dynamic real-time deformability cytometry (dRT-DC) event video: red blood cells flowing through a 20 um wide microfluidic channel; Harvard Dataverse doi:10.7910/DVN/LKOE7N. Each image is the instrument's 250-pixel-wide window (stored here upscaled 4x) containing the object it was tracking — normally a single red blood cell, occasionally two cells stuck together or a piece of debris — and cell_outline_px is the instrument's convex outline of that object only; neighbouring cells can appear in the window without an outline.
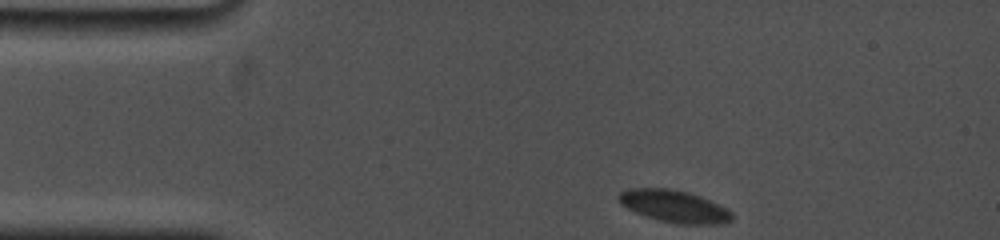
{"species": "common noctule bat (a hibernating species)", "species_latin": "Nyctalus noctula", "temperature_condition": "cold", "stored_images_in_passage": 94, "camera_frame_rate_fps": 5000, "um_per_image_px": 0.085, "animal": {"sex": "female", "body_mass_g": 19.0, "forearm_length_mm": 53.3}, "frame": {"image": 1, "passage_image": 1, "time_ms": 0.0, "image_size_px": [1000, 240], "cell_outline_px": [[732, 220], [720, 224], [680, 224], [660, 220], [636, 212], [620, 204], [616, 196], [620, 192], [628, 188], [668, 188], [688, 192], [700, 196], [728, 208], [732, 212]], "centroid_in_image_um": [57.31, 17.52], "position_along_channel_um": 27.7, "area_um2": 21.21}}
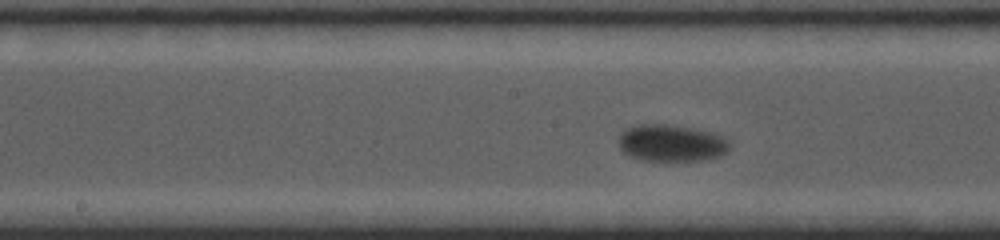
{"frame": {"image": 2, "passage_image": 39, "time_ms": 6.2, "image_size_px": [1000, 240], "cell_outline_px": [[732, 148], [720, 156], [700, 160], [644, 160], [632, 156], [624, 152], [620, 148], [620, 136], [624, 128], [640, 124], [668, 124], [692, 128], [712, 132], [728, 140]], "centroid_in_image_um": [57.09, 12.14], "position_along_channel_um": 191.1, "area_um2": 23.7}}
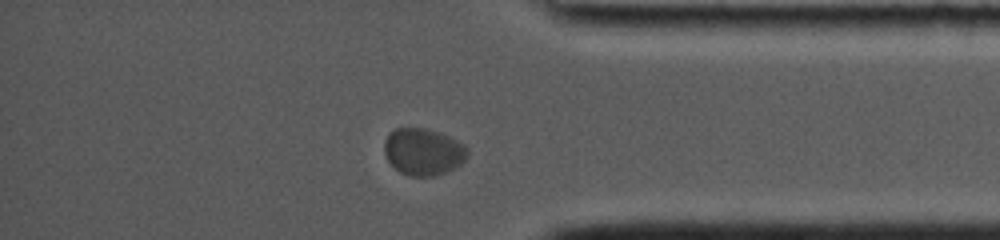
{"frame": {"image": 3, "passage_image": 81, "time_ms": 12.2, "image_size_px": [1000, 240], "cell_outline_px": [[468, 156], [460, 164], [436, 176], [408, 176], [400, 172], [388, 160], [384, 152], [384, 140], [388, 132], [396, 128], [424, 128], [440, 132], [464, 144], [468, 148]], "centroid_in_image_um": [35.96, 12.88], "position_along_channel_um": 399.2, "area_um2": 22.77}, "authors_computed_cell_mechanics": {"area_um2": 22.7154, "velocity_mm_per_s": 3.5188, "shape_relaxation_time_tau1_ms": 0.9644, "shape_relaxation_time_tau2_ms": null, "deformation_change_tau1": 0.0515, "deformation_change_tau2": null}}